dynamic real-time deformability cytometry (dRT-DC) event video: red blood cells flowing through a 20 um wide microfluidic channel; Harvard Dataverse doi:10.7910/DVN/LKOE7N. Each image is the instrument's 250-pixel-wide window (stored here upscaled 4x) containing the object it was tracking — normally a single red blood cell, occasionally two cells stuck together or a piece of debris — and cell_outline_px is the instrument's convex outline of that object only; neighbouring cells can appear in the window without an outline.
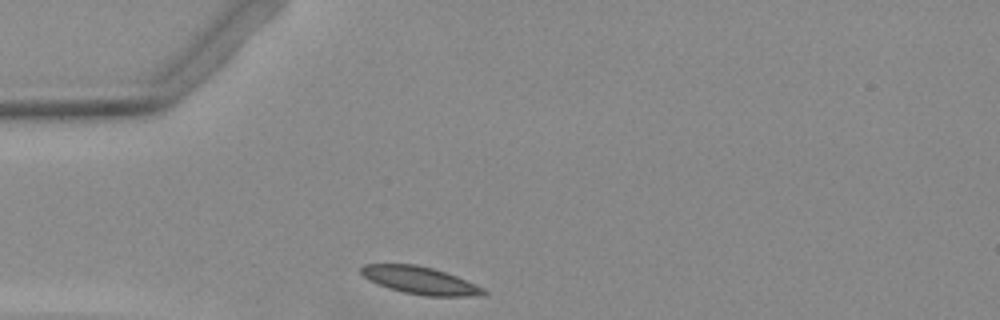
{"species": "Egyptian fruit bat (a non-hibernating species)", "species_latin": "Rousettus aegyptiacus", "temperature_condition": "warm", "stored_images_in_passage": 28, "camera_frame_rate_fps": 3000, "um_per_image_px": 0.085, "animal": {"sex": "female"}, "frame": {"image": 1, "passage_image": 1, "time_ms": 0.0, "image_size_px": [1000, 320], "cell_outline_px": [[488, 292], [468, 296], [424, 296], [404, 292], [388, 288], [376, 284], [368, 280], [360, 272], [360, 268], [364, 264], [416, 264], [432, 268], [456, 276], [484, 288]], "centroid_in_image_um": [35.64, 23.83], "position_along_channel_um": 49.4, "area_um2": 19.42}}
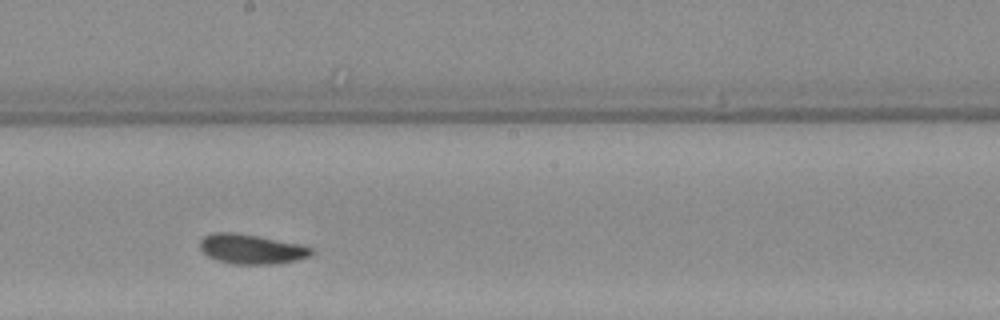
{"frame": {"image": 2, "passage_image": 16, "time_ms": 5.0, "image_size_px": [1000, 320], "cell_outline_px": [[312, 252], [308, 256], [296, 260], [276, 264], [232, 264], [216, 260], [208, 256], [200, 248], [200, 240], [204, 236], [216, 232], [232, 232], [256, 236], [296, 244], [312, 248]], "centroid_in_image_um": [21.3, 21.18], "position_along_channel_um": 226.9, "area_um2": 18.9}}
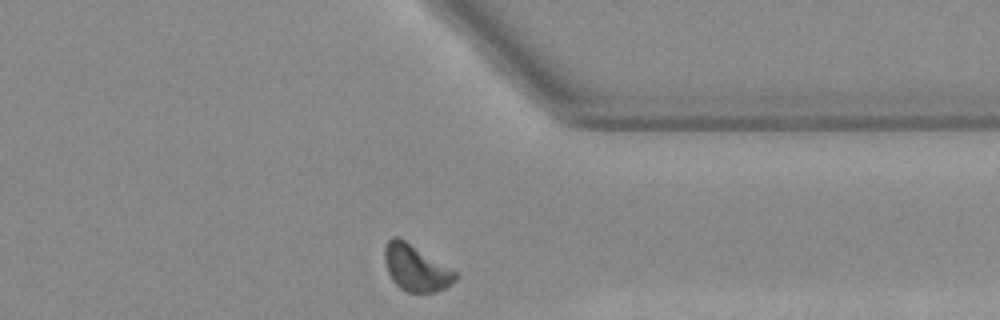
{"frame": {"image": 3, "passage_image": 28, "time_ms": 9.0, "image_size_px": [1000, 320], "cell_outline_px": [[460, 276], [456, 280], [444, 288], [436, 292], [408, 292], [400, 288], [392, 280], [388, 272], [384, 260], [384, 248], [388, 240], [392, 236], [396, 236], [404, 240], [456, 272]], "centroid_in_image_um": [35.33, 22.79], "position_along_channel_um": 376.1, "area_um2": 18.73}}